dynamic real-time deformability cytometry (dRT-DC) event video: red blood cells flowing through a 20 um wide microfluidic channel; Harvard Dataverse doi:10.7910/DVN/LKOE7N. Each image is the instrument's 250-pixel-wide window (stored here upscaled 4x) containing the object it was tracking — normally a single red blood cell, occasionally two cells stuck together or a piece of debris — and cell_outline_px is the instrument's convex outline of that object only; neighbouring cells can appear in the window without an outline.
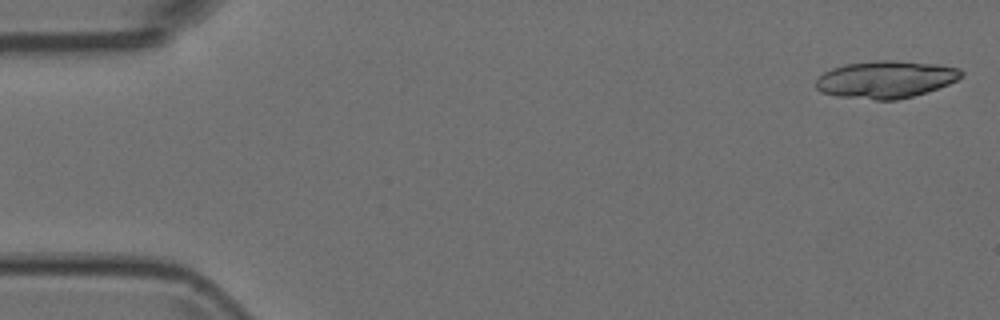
{"species": "Egyptian fruit bat (a non-hibernating species)", "species_latin": "Rousettus aegyptiacus", "temperature_condition": "room temperature", "stored_images_in_passage": 5, "camera_frame_rate_fps": 3000, "um_per_image_px": 0.085, "animal": {"sex": "female"}, "frame": {"image": 1, "passage_image": 1, "time_ms": 0.0, "image_size_px": [1000, 320], "cell_outline_px": [[964, 76], [948, 84], [912, 96], [896, 100], [876, 100], [836, 96], [820, 92], [816, 88], [816, 80], [824, 72], [832, 68], [844, 64], [876, 60], [892, 60], [936, 64], [960, 68], [964, 72]], "centroid_in_image_um": [75.27, 6.74], "position_along_channel_um": 9.7, "area_um2": 31.62}}